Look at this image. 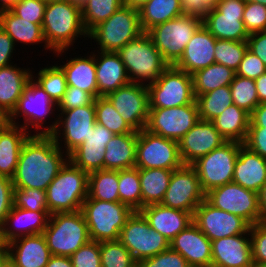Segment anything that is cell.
I'll list each match as a JSON object with an SVG mask.
<instances>
[{
	"instance_id": "6da1fadb",
	"label": "cell",
	"mask_w": 266,
	"mask_h": 267,
	"mask_svg": "<svg viewBox=\"0 0 266 267\" xmlns=\"http://www.w3.org/2000/svg\"><path fill=\"white\" fill-rule=\"evenodd\" d=\"M67 161L68 155L50 135H30L21 148L14 188L46 191Z\"/></svg>"
},
{
	"instance_id": "7a4b0ae2",
	"label": "cell",
	"mask_w": 266,
	"mask_h": 267,
	"mask_svg": "<svg viewBox=\"0 0 266 267\" xmlns=\"http://www.w3.org/2000/svg\"><path fill=\"white\" fill-rule=\"evenodd\" d=\"M42 30L46 45L59 58L66 55V51H71L78 37L84 40L88 38L81 8L72 1L47 3Z\"/></svg>"
},
{
	"instance_id": "3957f363",
	"label": "cell",
	"mask_w": 266,
	"mask_h": 267,
	"mask_svg": "<svg viewBox=\"0 0 266 267\" xmlns=\"http://www.w3.org/2000/svg\"><path fill=\"white\" fill-rule=\"evenodd\" d=\"M56 109L57 105L49 98L44 89L31 78L18 100L16 108L8 116V123L23 127L31 135H33L32 132L34 135H50L57 125ZM51 114L55 116L54 122L51 121V124L46 126V119L48 120ZM20 116L24 119L22 124L18 121ZM29 129L33 130L30 131Z\"/></svg>"
},
{
	"instance_id": "277c9868",
	"label": "cell",
	"mask_w": 266,
	"mask_h": 267,
	"mask_svg": "<svg viewBox=\"0 0 266 267\" xmlns=\"http://www.w3.org/2000/svg\"><path fill=\"white\" fill-rule=\"evenodd\" d=\"M126 67L130 83L148 86L157 81L169 66L144 32L117 51Z\"/></svg>"
},
{
	"instance_id": "5b68a950",
	"label": "cell",
	"mask_w": 266,
	"mask_h": 267,
	"mask_svg": "<svg viewBox=\"0 0 266 267\" xmlns=\"http://www.w3.org/2000/svg\"><path fill=\"white\" fill-rule=\"evenodd\" d=\"M88 175L68 160L46 189L48 212L80 211L88 196Z\"/></svg>"
},
{
	"instance_id": "8992f818",
	"label": "cell",
	"mask_w": 266,
	"mask_h": 267,
	"mask_svg": "<svg viewBox=\"0 0 266 267\" xmlns=\"http://www.w3.org/2000/svg\"><path fill=\"white\" fill-rule=\"evenodd\" d=\"M43 235L51 255L65 257H70L90 241L88 226L81 211L50 214Z\"/></svg>"
},
{
	"instance_id": "52a82bcc",
	"label": "cell",
	"mask_w": 266,
	"mask_h": 267,
	"mask_svg": "<svg viewBox=\"0 0 266 267\" xmlns=\"http://www.w3.org/2000/svg\"><path fill=\"white\" fill-rule=\"evenodd\" d=\"M88 226L90 240H118L122 227L134 210L121 202L87 198L80 210Z\"/></svg>"
},
{
	"instance_id": "ba28073f",
	"label": "cell",
	"mask_w": 266,
	"mask_h": 267,
	"mask_svg": "<svg viewBox=\"0 0 266 267\" xmlns=\"http://www.w3.org/2000/svg\"><path fill=\"white\" fill-rule=\"evenodd\" d=\"M142 33L139 10L124 4L110 18L95 26L88 33V39L96 42L98 51L117 52Z\"/></svg>"
},
{
	"instance_id": "9c48e42d",
	"label": "cell",
	"mask_w": 266,
	"mask_h": 267,
	"mask_svg": "<svg viewBox=\"0 0 266 267\" xmlns=\"http://www.w3.org/2000/svg\"><path fill=\"white\" fill-rule=\"evenodd\" d=\"M203 21L188 15H181L165 23L158 24L146 33L161 53L163 60L169 65H175L185 50L187 43Z\"/></svg>"
},
{
	"instance_id": "30bf717a",
	"label": "cell",
	"mask_w": 266,
	"mask_h": 267,
	"mask_svg": "<svg viewBox=\"0 0 266 267\" xmlns=\"http://www.w3.org/2000/svg\"><path fill=\"white\" fill-rule=\"evenodd\" d=\"M242 145L240 142L226 141L192 164L205 194L233 181L235 163Z\"/></svg>"
},
{
	"instance_id": "8fae6325",
	"label": "cell",
	"mask_w": 266,
	"mask_h": 267,
	"mask_svg": "<svg viewBox=\"0 0 266 267\" xmlns=\"http://www.w3.org/2000/svg\"><path fill=\"white\" fill-rule=\"evenodd\" d=\"M149 108H172L195 102L192 75L168 66L161 77L147 86Z\"/></svg>"
},
{
	"instance_id": "7c38bea8",
	"label": "cell",
	"mask_w": 266,
	"mask_h": 267,
	"mask_svg": "<svg viewBox=\"0 0 266 267\" xmlns=\"http://www.w3.org/2000/svg\"><path fill=\"white\" fill-rule=\"evenodd\" d=\"M57 115V125L50 136L69 155L88 138L91 130H94L95 99L90 105L83 107L57 109Z\"/></svg>"
},
{
	"instance_id": "4fadbf2b",
	"label": "cell",
	"mask_w": 266,
	"mask_h": 267,
	"mask_svg": "<svg viewBox=\"0 0 266 267\" xmlns=\"http://www.w3.org/2000/svg\"><path fill=\"white\" fill-rule=\"evenodd\" d=\"M118 240L129 250L136 263L169 249V241L150 228L140 211H134L128 218Z\"/></svg>"
},
{
	"instance_id": "5bb4252c",
	"label": "cell",
	"mask_w": 266,
	"mask_h": 267,
	"mask_svg": "<svg viewBox=\"0 0 266 267\" xmlns=\"http://www.w3.org/2000/svg\"><path fill=\"white\" fill-rule=\"evenodd\" d=\"M183 165L178 142L142 129L138 132L135 167L175 170Z\"/></svg>"
},
{
	"instance_id": "9a60e30c",
	"label": "cell",
	"mask_w": 266,
	"mask_h": 267,
	"mask_svg": "<svg viewBox=\"0 0 266 267\" xmlns=\"http://www.w3.org/2000/svg\"><path fill=\"white\" fill-rule=\"evenodd\" d=\"M205 199L215 208L245 219L251 226L260 223L259 194L234 182L211 189Z\"/></svg>"
},
{
	"instance_id": "2e32d148",
	"label": "cell",
	"mask_w": 266,
	"mask_h": 267,
	"mask_svg": "<svg viewBox=\"0 0 266 267\" xmlns=\"http://www.w3.org/2000/svg\"><path fill=\"white\" fill-rule=\"evenodd\" d=\"M199 119L196 101L172 108H149L145 130L178 142Z\"/></svg>"
},
{
	"instance_id": "e0dca14e",
	"label": "cell",
	"mask_w": 266,
	"mask_h": 267,
	"mask_svg": "<svg viewBox=\"0 0 266 267\" xmlns=\"http://www.w3.org/2000/svg\"><path fill=\"white\" fill-rule=\"evenodd\" d=\"M245 0H221L210 8L203 26L216 39L247 41L249 34L243 22Z\"/></svg>"
},
{
	"instance_id": "ac0fdd59",
	"label": "cell",
	"mask_w": 266,
	"mask_h": 267,
	"mask_svg": "<svg viewBox=\"0 0 266 267\" xmlns=\"http://www.w3.org/2000/svg\"><path fill=\"white\" fill-rule=\"evenodd\" d=\"M205 200L196 170L192 165L183 164L173 170L169 186L160 204L165 207L194 213Z\"/></svg>"
},
{
	"instance_id": "d6986e66",
	"label": "cell",
	"mask_w": 266,
	"mask_h": 267,
	"mask_svg": "<svg viewBox=\"0 0 266 267\" xmlns=\"http://www.w3.org/2000/svg\"><path fill=\"white\" fill-rule=\"evenodd\" d=\"M193 223L211 241L250 233L251 227L242 217L215 208L206 199L194 211Z\"/></svg>"
},
{
	"instance_id": "ffe728a7",
	"label": "cell",
	"mask_w": 266,
	"mask_h": 267,
	"mask_svg": "<svg viewBox=\"0 0 266 267\" xmlns=\"http://www.w3.org/2000/svg\"><path fill=\"white\" fill-rule=\"evenodd\" d=\"M134 131L145 129L149 114L148 87L129 83L106 96Z\"/></svg>"
},
{
	"instance_id": "44dd1931",
	"label": "cell",
	"mask_w": 266,
	"mask_h": 267,
	"mask_svg": "<svg viewBox=\"0 0 266 267\" xmlns=\"http://www.w3.org/2000/svg\"><path fill=\"white\" fill-rule=\"evenodd\" d=\"M226 141L212 121L199 119L178 141L181 161L185 165H192Z\"/></svg>"
},
{
	"instance_id": "7402d4cb",
	"label": "cell",
	"mask_w": 266,
	"mask_h": 267,
	"mask_svg": "<svg viewBox=\"0 0 266 267\" xmlns=\"http://www.w3.org/2000/svg\"><path fill=\"white\" fill-rule=\"evenodd\" d=\"M169 248L180 253L190 267H211V240L194 223L179 232L169 242Z\"/></svg>"
},
{
	"instance_id": "603a6c76",
	"label": "cell",
	"mask_w": 266,
	"mask_h": 267,
	"mask_svg": "<svg viewBox=\"0 0 266 267\" xmlns=\"http://www.w3.org/2000/svg\"><path fill=\"white\" fill-rule=\"evenodd\" d=\"M211 243V267H254L250 233L223 237Z\"/></svg>"
},
{
	"instance_id": "cb8c5ba5",
	"label": "cell",
	"mask_w": 266,
	"mask_h": 267,
	"mask_svg": "<svg viewBox=\"0 0 266 267\" xmlns=\"http://www.w3.org/2000/svg\"><path fill=\"white\" fill-rule=\"evenodd\" d=\"M49 218L48 211L25 210L13 205L0 229V239L10 243L20 237L42 234Z\"/></svg>"
},
{
	"instance_id": "d4e9b609",
	"label": "cell",
	"mask_w": 266,
	"mask_h": 267,
	"mask_svg": "<svg viewBox=\"0 0 266 267\" xmlns=\"http://www.w3.org/2000/svg\"><path fill=\"white\" fill-rule=\"evenodd\" d=\"M216 38L202 25L187 43L183 55L174 65L190 75L215 63Z\"/></svg>"
},
{
	"instance_id": "484cf974",
	"label": "cell",
	"mask_w": 266,
	"mask_h": 267,
	"mask_svg": "<svg viewBox=\"0 0 266 267\" xmlns=\"http://www.w3.org/2000/svg\"><path fill=\"white\" fill-rule=\"evenodd\" d=\"M97 97L107 96L130 83L124 63L117 52L95 51Z\"/></svg>"
},
{
	"instance_id": "4316f807",
	"label": "cell",
	"mask_w": 266,
	"mask_h": 267,
	"mask_svg": "<svg viewBox=\"0 0 266 267\" xmlns=\"http://www.w3.org/2000/svg\"><path fill=\"white\" fill-rule=\"evenodd\" d=\"M8 246L9 261L14 267H46L51 257L43 233L17 238Z\"/></svg>"
},
{
	"instance_id": "83f0119b",
	"label": "cell",
	"mask_w": 266,
	"mask_h": 267,
	"mask_svg": "<svg viewBox=\"0 0 266 267\" xmlns=\"http://www.w3.org/2000/svg\"><path fill=\"white\" fill-rule=\"evenodd\" d=\"M140 212L148 221L150 228L163 235L169 242L182 230L193 223V214L162 204L144 206Z\"/></svg>"
},
{
	"instance_id": "f1b7e54d",
	"label": "cell",
	"mask_w": 266,
	"mask_h": 267,
	"mask_svg": "<svg viewBox=\"0 0 266 267\" xmlns=\"http://www.w3.org/2000/svg\"><path fill=\"white\" fill-rule=\"evenodd\" d=\"M232 182L259 193L266 182V158L242 145L236 159Z\"/></svg>"
},
{
	"instance_id": "f546056e",
	"label": "cell",
	"mask_w": 266,
	"mask_h": 267,
	"mask_svg": "<svg viewBox=\"0 0 266 267\" xmlns=\"http://www.w3.org/2000/svg\"><path fill=\"white\" fill-rule=\"evenodd\" d=\"M31 78L30 68L17 67V64L0 68V109L7 117L16 108Z\"/></svg>"
},
{
	"instance_id": "4dcf8cb0",
	"label": "cell",
	"mask_w": 266,
	"mask_h": 267,
	"mask_svg": "<svg viewBox=\"0 0 266 267\" xmlns=\"http://www.w3.org/2000/svg\"><path fill=\"white\" fill-rule=\"evenodd\" d=\"M87 52L85 56L75 55L74 58L62 61L59 66L65 72L67 86H73L89 93L94 99L97 98V80L95 50Z\"/></svg>"
},
{
	"instance_id": "1f68e13d",
	"label": "cell",
	"mask_w": 266,
	"mask_h": 267,
	"mask_svg": "<svg viewBox=\"0 0 266 267\" xmlns=\"http://www.w3.org/2000/svg\"><path fill=\"white\" fill-rule=\"evenodd\" d=\"M30 135L23 127L8 122L0 128V176L14 177L22 145Z\"/></svg>"
},
{
	"instance_id": "d6a6232c",
	"label": "cell",
	"mask_w": 266,
	"mask_h": 267,
	"mask_svg": "<svg viewBox=\"0 0 266 267\" xmlns=\"http://www.w3.org/2000/svg\"><path fill=\"white\" fill-rule=\"evenodd\" d=\"M138 132L114 135L105 147L104 169L123 170L135 167Z\"/></svg>"
},
{
	"instance_id": "836d02e7",
	"label": "cell",
	"mask_w": 266,
	"mask_h": 267,
	"mask_svg": "<svg viewBox=\"0 0 266 267\" xmlns=\"http://www.w3.org/2000/svg\"><path fill=\"white\" fill-rule=\"evenodd\" d=\"M0 28L13 40L15 46L18 43L30 44L29 46L41 44L46 52L48 50L53 52L46 45L42 26L16 16L11 10L0 12Z\"/></svg>"
},
{
	"instance_id": "e575fe53",
	"label": "cell",
	"mask_w": 266,
	"mask_h": 267,
	"mask_svg": "<svg viewBox=\"0 0 266 267\" xmlns=\"http://www.w3.org/2000/svg\"><path fill=\"white\" fill-rule=\"evenodd\" d=\"M212 122L227 141L244 143L248 134L250 114L233 103Z\"/></svg>"
},
{
	"instance_id": "d590c367",
	"label": "cell",
	"mask_w": 266,
	"mask_h": 267,
	"mask_svg": "<svg viewBox=\"0 0 266 267\" xmlns=\"http://www.w3.org/2000/svg\"><path fill=\"white\" fill-rule=\"evenodd\" d=\"M173 170L139 168L142 208L150 204H160L172 176Z\"/></svg>"
},
{
	"instance_id": "8d00e7d4",
	"label": "cell",
	"mask_w": 266,
	"mask_h": 267,
	"mask_svg": "<svg viewBox=\"0 0 266 267\" xmlns=\"http://www.w3.org/2000/svg\"><path fill=\"white\" fill-rule=\"evenodd\" d=\"M138 10L143 32L183 15L180 0H148Z\"/></svg>"
},
{
	"instance_id": "74e56055",
	"label": "cell",
	"mask_w": 266,
	"mask_h": 267,
	"mask_svg": "<svg viewBox=\"0 0 266 267\" xmlns=\"http://www.w3.org/2000/svg\"><path fill=\"white\" fill-rule=\"evenodd\" d=\"M235 72L219 63L201 69L192 74L193 91L195 98L219 87L230 86Z\"/></svg>"
},
{
	"instance_id": "f35d334b",
	"label": "cell",
	"mask_w": 266,
	"mask_h": 267,
	"mask_svg": "<svg viewBox=\"0 0 266 267\" xmlns=\"http://www.w3.org/2000/svg\"><path fill=\"white\" fill-rule=\"evenodd\" d=\"M87 198L120 202L118 193V170H98L88 175Z\"/></svg>"
},
{
	"instance_id": "ab89813d",
	"label": "cell",
	"mask_w": 266,
	"mask_h": 267,
	"mask_svg": "<svg viewBox=\"0 0 266 267\" xmlns=\"http://www.w3.org/2000/svg\"><path fill=\"white\" fill-rule=\"evenodd\" d=\"M199 118L212 121L233 104L230 86L219 87L196 97Z\"/></svg>"
},
{
	"instance_id": "60d3db41",
	"label": "cell",
	"mask_w": 266,
	"mask_h": 267,
	"mask_svg": "<svg viewBox=\"0 0 266 267\" xmlns=\"http://www.w3.org/2000/svg\"><path fill=\"white\" fill-rule=\"evenodd\" d=\"M57 64L40 68L38 73L34 74L33 80L44 89L49 98L57 105L66 92L67 81L65 72ZM35 78V79H34Z\"/></svg>"
},
{
	"instance_id": "b9f144b4",
	"label": "cell",
	"mask_w": 266,
	"mask_h": 267,
	"mask_svg": "<svg viewBox=\"0 0 266 267\" xmlns=\"http://www.w3.org/2000/svg\"><path fill=\"white\" fill-rule=\"evenodd\" d=\"M118 193L121 203L128 205L134 211L142 209L139 168L118 170Z\"/></svg>"
},
{
	"instance_id": "7bdbcfd3",
	"label": "cell",
	"mask_w": 266,
	"mask_h": 267,
	"mask_svg": "<svg viewBox=\"0 0 266 267\" xmlns=\"http://www.w3.org/2000/svg\"><path fill=\"white\" fill-rule=\"evenodd\" d=\"M122 5H124V0H87L81 7L86 31L89 33L95 26L106 21Z\"/></svg>"
},
{
	"instance_id": "ee69618b",
	"label": "cell",
	"mask_w": 266,
	"mask_h": 267,
	"mask_svg": "<svg viewBox=\"0 0 266 267\" xmlns=\"http://www.w3.org/2000/svg\"><path fill=\"white\" fill-rule=\"evenodd\" d=\"M95 118L96 123L105 126L115 135L135 132L106 96L95 98Z\"/></svg>"
},
{
	"instance_id": "f6af8a7d",
	"label": "cell",
	"mask_w": 266,
	"mask_h": 267,
	"mask_svg": "<svg viewBox=\"0 0 266 267\" xmlns=\"http://www.w3.org/2000/svg\"><path fill=\"white\" fill-rule=\"evenodd\" d=\"M105 147L81 144L68 155V160L88 174L103 170Z\"/></svg>"
},
{
	"instance_id": "bcb514c9",
	"label": "cell",
	"mask_w": 266,
	"mask_h": 267,
	"mask_svg": "<svg viewBox=\"0 0 266 267\" xmlns=\"http://www.w3.org/2000/svg\"><path fill=\"white\" fill-rule=\"evenodd\" d=\"M233 103L251 114L259 103L255 81L253 79L234 76L230 84Z\"/></svg>"
},
{
	"instance_id": "7dc6e473",
	"label": "cell",
	"mask_w": 266,
	"mask_h": 267,
	"mask_svg": "<svg viewBox=\"0 0 266 267\" xmlns=\"http://www.w3.org/2000/svg\"><path fill=\"white\" fill-rule=\"evenodd\" d=\"M247 49V41L216 39L214 52L215 63L222 64L236 72Z\"/></svg>"
},
{
	"instance_id": "c3c4849f",
	"label": "cell",
	"mask_w": 266,
	"mask_h": 267,
	"mask_svg": "<svg viewBox=\"0 0 266 267\" xmlns=\"http://www.w3.org/2000/svg\"><path fill=\"white\" fill-rule=\"evenodd\" d=\"M101 267H135L129 250L119 241L100 242Z\"/></svg>"
},
{
	"instance_id": "681fc988",
	"label": "cell",
	"mask_w": 266,
	"mask_h": 267,
	"mask_svg": "<svg viewBox=\"0 0 266 267\" xmlns=\"http://www.w3.org/2000/svg\"><path fill=\"white\" fill-rule=\"evenodd\" d=\"M14 206L31 211H48L46 191L31 188H14Z\"/></svg>"
},
{
	"instance_id": "f907efd6",
	"label": "cell",
	"mask_w": 266,
	"mask_h": 267,
	"mask_svg": "<svg viewBox=\"0 0 266 267\" xmlns=\"http://www.w3.org/2000/svg\"><path fill=\"white\" fill-rule=\"evenodd\" d=\"M243 22L248 34L266 31V6L256 2H246Z\"/></svg>"
},
{
	"instance_id": "816d5d0a",
	"label": "cell",
	"mask_w": 266,
	"mask_h": 267,
	"mask_svg": "<svg viewBox=\"0 0 266 267\" xmlns=\"http://www.w3.org/2000/svg\"><path fill=\"white\" fill-rule=\"evenodd\" d=\"M46 4L44 0H19L11 11L30 23L42 26Z\"/></svg>"
},
{
	"instance_id": "f5cc1de1",
	"label": "cell",
	"mask_w": 266,
	"mask_h": 267,
	"mask_svg": "<svg viewBox=\"0 0 266 267\" xmlns=\"http://www.w3.org/2000/svg\"><path fill=\"white\" fill-rule=\"evenodd\" d=\"M73 267H101L100 242L90 240L70 256Z\"/></svg>"
},
{
	"instance_id": "db71d44e",
	"label": "cell",
	"mask_w": 266,
	"mask_h": 267,
	"mask_svg": "<svg viewBox=\"0 0 266 267\" xmlns=\"http://www.w3.org/2000/svg\"><path fill=\"white\" fill-rule=\"evenodd\" d=\"M250 238L254 267L266 264V223L252 225Z\"/></svg>"
},
{
	"instance_id": "11a10c76",
	"label": "cell",
	"mask_w": 266,
	"mask_h": 267,
	"mask_svg": "<svg viewBox=\"0 0 266 267\" xmlns=\"http://www.w3.org/2000/svg\"><path fill=\"white\" fill-rule=\"evenodd\" d=\"M136 267H190L185 258L170 248L156 256L141 260Z\"/></svg>"
},
{
	"instance_id": "9f6ffc18",
	"label": "cell",
	"mask_w": 266,
	"mask_h": 267,
	"mask_svg": "<svg viewBox=\"0 0 266 267\" xmlns=\"http://www.w3.org/2000/svg\"><path fill=\"white\" fill-rule=\"evenodd\" d=\"M266 73L265 64L249 49L245 52L242 61L240 62L236 75L241 77L256 80L262 74Z\"/></svg>"
},
{
	"instance_id": "6f0895ef",
	"label": "cell",
	"mask_w": 266,
	"mask_h": 267,
	"mask_svg": "<svg viewBox=\"0 0 266 267\" xmlns=\"http://www.w3.org/2000/svg\"><path fill=\"white\" fill-rule=\"evenodd\" d=\"M93 101L94 98L89 93L73 86H67L65 94L57 104V109H74L90 105Z\"/></svg>"
},
{
	"instance_id": "680465c9",
	"label": "cell",
	"mask_w": 266,
	"mask_h": 267,
	"mask_svg": "<svg viewBox=\"0 0 266 267\" xmlns=\"http://www.w3.org/2000/svg\"><path fill=\"white\" fill-rule=\"evenodd\" d=\"M14 185L12 179L0 176V229L3 226L5 217L9 214L14 205Z\"/></svg>"
},
{
	"instance_id": "91938a15",
	"label": "cell",
	"mask_w": 266,
	"mask_h": 267,
	"mask_svg": "<svg viewBox=\"0 0 266 267\" xmlns=\"http://www.w3.org/2000/svg\"><path fill=\"white\" fill-rule=\"evenodd\" d=\"M243 145L252 152L266 158V127H249Z\"/></svg>"
},
{
	"instance_id": "94428289",
	"label": "cell",
	"mask_w": 266,
	"mask_h": 267,
	"mask_svg": "<svg viewBox=\"0 0 266 267\" xmlns=\"http://www.w3.org/2000/svg\"><path fill=\"white\" fill-rule=\"evenodd\" d=\"M182 13L203 21L210 8L204 0H180Z\"/></svg>"
},
{
	"instance_id": "6125c7cd",
	"label": "cell",
	"mask_w": 266,
	"mask_h": 267,
	"mask_svg": "<svg viewBox=\"0 0 266 267\" xmlns=\"http://www.w3.org/2000/svg\"><path fill=\"white\" fill-rule=\"evenodd\" d=\"M13 40L0 28V68L13 63V54L16 52ZM12 59V60H11Z\"/></svg>"
},
{
	"instance_id": "be15d7a7",
	"label": "cell",
	"mask_w": 266,
	"mask_h": 267,
	"mask_svg": "<svg viewBox=\"0 0 266 267\" xmlns=\"http://www.w3.org/2000/svg\"><path fill=\"white\" fill-rule=\"evenodd\" d=\"M248 49L266 66V31L249 34Z\"/></svg>"
},
{
	"instance_id": "e7e4bbea",
	"label": "cell",
	"mask_w": 266,
	"mask_h": 267,
	"mask_svg": "<svg viewBox=\"0 0 266 267\" xmlns=\"http://www.w3.org/2000/svg\"><path fill=\"white\" fill-rule=\"evenodd\" d=\"M114 135L115 134L105 126L95 123L94 130H91L90 135L82 144L106 146Z\"/></svg>"
},
{
	"instance_id": "03108f58",
	"label": "cell",
	"mask_w": 266,
	"mask_h": 267,
	"mask_svg": "<svg viewBox=\"0 0 266 267\" xmlns=\"http://www.w3.org/2000/svg\"><path fill=\"white\" fill-rule=\"evenodd\" d=\"M249 127H266V102L258 104L250 114Z\"/></svg>"
},
{
	"instance_id": "003e7915",
	"label": "cell",
	"mask_w": 266,
	"mask_h": 267,
	"mask_svg": "<svg viewBox=\"0 0 266 267\" xmlns=\"http://www.w3.org/2000/svg\"><path fill=\"white\" fill-rule=\"evenodd\" d=\"M46 267H73L70 257L51 255Z\"/></svg>"
},
{
	"instance_id": "a7ac6f4b",
	"label": "cell",
	"mask_w": 266,
	"mask_h": 267,
	"mask_svg": "<svg viewBox=\"0 0 266 267\" xmlns=\"http://www.w3.org/2000/svg\"><path fill=\"white\" fill-rule=\"evenodd\" d=\"M254 81H255L259 103L260 104L265 103L266 102V73L262 74L259 78H257Z\"/></svg>"
},
{
	"instance_id": "89a4df30",
	"label": "cell",
	"mask_w": 266,
	"mask_h": 267,
	"mask_svg": "<svg viewBox=\"0 0 266 267\" xmlns=\"http://www.w3.org/2000/svg\"><path fill=\"white\" fill-rule=\"evenodd\" d=\"M258 194L260 205V222L266 223V182Z\"/></svg>"
},
{
	"instance_id": "2644e50d",
	"label": "cell",
	"mask_w": 266,
	"mask_h": 267,
	"mask_svg": "<svg viewBox=\"0 0 266 267\" xmlns=\"http://www.w3.org/2000/svg\"><path fill=\"white\" fill-rule=\"evenodd\" d=\"M9 262V246L0 239V267H4Z\"/></svg>"
},
{
	"instance_id": "8c879c8a",
	"label": "cell",
	"mask_w": 266,
	"mask_h": 267,
	"mask_svg": "<svg viewBox=\"0 0 266 267\" xmlns=\"http://www.w3.org/2000/svg\"><path fill=\"white\" fill-rule=\"evenodd\" d=\"M19 0H0V12L11 10Z\"/></svg>"
},
{
	"instance_id": "753ad0ef",
	"label": "cell",
	"mask_w": 266,
	"mask_h": 267,
	"mask_svg": "<svg viewBox=\"0 0 266 267\" xmlns=\"http://www.w3.org/2000/svg\"><path fill=\"white\" fill-rule=\"evenodd\" d=\"M148 0H124V4L139 9L142 5H144Z\"/></svg>"
},
{
	"instance_id": "34e18365",
	"label": "cell",
	"mask_w": 266,
	"mask_h": 267,
	"mask_svg": "<svg viewBox=\"0 0 266 267\" xmlns=\"http://www.w3.org/2000/svg\"><path fill=\"white\" fill-rule=\"evenodd\" d=\"M8 122L7 115L0 109V128Z\"/></svg>"
},
{
	"instance_id": "11e5206c",
	"label": "cell",
	"mask_w": 266,
	"mask_h": 267,
	"mask_svg": "<svg viewBox=\"0 0 266 267\" xmlns=\"http://www.w3.org/2000/svg\"><path fill=\"white\" fill-rule=\"evenodd\" d=\"M209 8L215 7L221 0H204Z\"/></svg>"
},
{
	"instance_id": "2a66077c",
	"label": "cell",
	"mask_w": 266,
	"mask_h": 267,
	"mask_svg": "<svg viewBox=\"0 0 266 267\" xmlns=\"http://www.w3.org/2000/svg\"><path fill=\"white\" fill-rule=\"evenodd\" d=\"M75 5L79 6L80 8L87 2V0H71Z\"/></svg>"
},
{
	"instance_id": "b9fcfbb0",
	"label": "cell",
	"mask_w": 266,
	"mask_h": 267,
	"mask_svg": "<svg viewBox=\"0 0 266 267\" xmlns=\"http://www.w3.org/2000/svg\"><path fill=\"white\" fill-rule=\"evenodd\" d=\"M246 2H256L266 6V0H245Z\"/></svg>"
},
{
	"instance_id": "09005b40",
	"label": "cell",
	"mask_w": 266,
	"mask_h": 267,
	"mask_svg": "<svg viewBox=\"0 0 266 267\" xmlns=\"http://www.w3.org/2000/svg\"><path fill=\"white\" fill-rule=\"evenodd\" d=\"M46 1L47 3H50V2H71V0H44Z\"/></svg>"
},
{
	"instance_id": "979ff035",
	"label": "cell",
	"mask_w": 266,
	"mask_h": 267,
	"mask_svg": "<svg viewBox=\"0 0 266 267\" xmlns=\"http://www.w3.org/2000/svg\"><path fill=\"white\" fill-rule=\"evenodd\" d=\"M4 267H14L12 263L9 261Z\"/></svg>"
},
{
	"instance_id": "deb4b68c",
	"label": "cell",
	"mask_w": 266,
	"mask_h": 267,
	"mask_svg": "<svg viewBox=\"0 0 266 267\" xmlns=\"http://www.w3.org/2000/svg\"><path fill=\"white\" fill-rule=\"evenodd\" d=\"M256 267H266V264H264V265H260V266H256Z\"/></svg>"
}]
</instances>
